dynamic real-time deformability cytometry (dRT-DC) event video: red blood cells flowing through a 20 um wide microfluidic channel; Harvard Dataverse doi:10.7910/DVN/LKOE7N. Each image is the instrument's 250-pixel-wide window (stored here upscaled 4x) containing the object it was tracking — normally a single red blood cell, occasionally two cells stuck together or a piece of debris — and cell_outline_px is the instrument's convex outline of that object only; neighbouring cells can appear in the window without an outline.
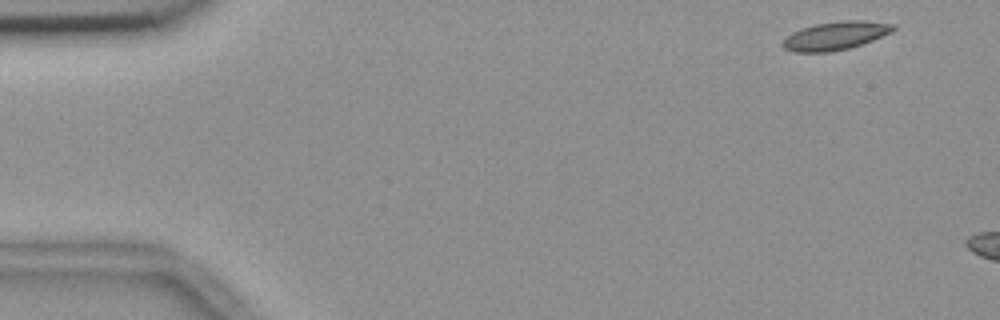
{"species": "common noctule bat (a hibernating species)", "species_latin": "Nyctalus noctula", "temperature_condition": "room temperature", "stored_images_in_passage": 2, "camera_frame_rate_fps": 3000, "um_per_image_px": 0.085, "animal": {"sex": "female", "body_mass_g": 18.4}, "frame": {"image": 1, "passage_image": 1, "time_ms": 0.0, "image_size_px": [1000, 320], "cell_outline_px": [[896, 28], [892, 32], [872, 40], [848, 48], [832, 52], [792, 52], [784, 48], [780, 44], [792, 32], [816, 24], [840, 20], [864, 20], [896, 24]], "centroid_in_image_um": [71.03, 3.03], "position_along_channel_um": 14.0, "area_um2": 18.21}}